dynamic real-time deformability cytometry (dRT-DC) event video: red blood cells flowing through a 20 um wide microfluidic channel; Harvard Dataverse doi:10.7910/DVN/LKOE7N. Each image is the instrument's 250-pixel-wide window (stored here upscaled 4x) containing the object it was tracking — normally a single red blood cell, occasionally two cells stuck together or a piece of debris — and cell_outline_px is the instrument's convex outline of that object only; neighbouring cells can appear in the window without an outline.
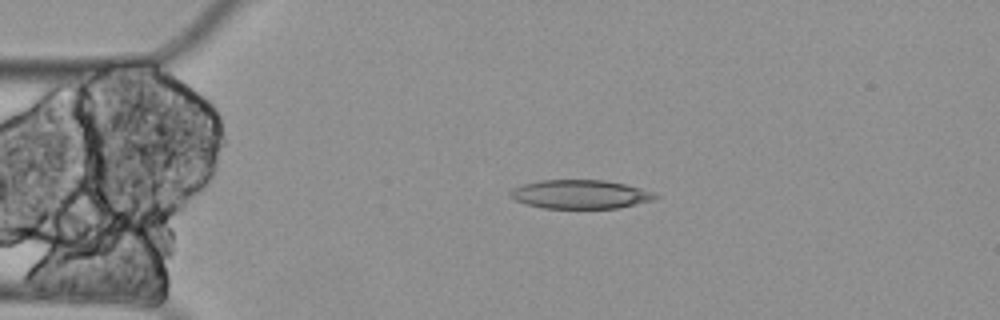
{"species": "Egyptian fruit bat (a non-hibernating species)", "species_latin": "Rousettus aegyptiacus", "temperature_condition": "cold", "stored_images_in_passage": 5, "camera_frame_rate_fps": 3000, "um_per_image_px": 0.085, "animal": {"sex": "female"}, "frame": {"image": 1, "passage_image": 4, "time_ms": 1.0, "image_size_px": [1000, 320], "cell_outline_px": [[660, 196], [652, 200], [620, 208], [544, 208], [524, 204], [516, 200], [508, 192], [512, 188], [524, 184], [540, 180], [604, 180], [624, 184], [640, 188], [652, 192]], "centroid_in_image_um": [49.31, 16.52], "position_along_channel_um": 35.7, "area_um2": 24.22}}